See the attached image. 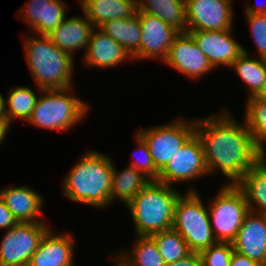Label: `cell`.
<instances>
[{
	"mask_svg": "<svg viewBox=\"0 0 266 266\" xmlns=\"http://www.w3.org/2000/svg\"><path fill=\"white\" fill-rule=\"evenodd\" d=\"M223 111L197 119L195 133L202 143L208 174L221 170L229 184H236L261 159V151L245 121L239 123Z\"/></svg>",
	"mask_w": 266,
	"mask_h": 266,
	"instance_id": "obj_1",
	"label": "cell"
},
{
	"mask_svg": "<svg viewBox=\"0 0 266 266\" xmlns=\"http://www.w3.org/2000/svg\"><path fill=\"white\" fill-rule=\"evenodd\" d=\"M112 171L111 158L88 150L65 177L63 195L73 202L105 208L110 205Z\"/></svg>",
	"mask_w": 266,
	"mask_h": 266,
	"instance_id": "obj_2",
	"label": "cell"
},
{
	"mask_svg": "<svg viewBox=\"0 0 266 266\" xmlns=\"http://www.w3.org/2000/svg\"><path fill=\"white\" fill-rule=\"evenodd\" d=\"M24 51L38 90L72 86L74 58L58 48L47 35H26Z\"/></svg>",
	"mask_w": 266,
	"mask_h": 266,
	"instance_id": "obj_3",
	"label": "cell"
},
{
	"mask_svg": "<svg viewBox=\"0 0 266 266\" xmlns=\"http://www.w3.org/2000/svg\"><path fill=\"white\" fill-rule=\"evenodd\" d=\"M179 196L180 192L173 186L150 181L126 204L135 225V235L151 236L172 229Z\"/></svg>",
	"mask_w": 266,
	"mask_h": 266,
	"instance_id": "obj_4",
	"label": "cell"
},
{
	"mask_svg": "<svg viewBox=\"0 0 266 266\" xmlns=\"http://www.w3.org/2000/svg\"><path fill=\"white\" fill-rule=\"evenodd\" d=\"M73 87L40 90L36 105L27 122L44 129L69 130L87 115L89 106L76 98ZM71 94V95H70Z\"/></svg>",
	"mask_w": 266,
	"mask_h": 266,
	"instance_id": "obj_5",
	"label": "cell"
},
{
	"mask_svg": "<svg viewBox=\"0 0 266 266\" xmlns=\"http://www.w3.org/2000/svg\"><path fill=\"white\" fill-rule=\"evenodd\" d=\"M187 242L191 252L200 253L217 243L214 237L209 211L196 190L180 194L175 205L173 227Z\"/></svg>",
	"mask_w": 266,
	"mask_h": 266,
	"instance_id": "obj_6",
	"label": "cell"
},
{
	"mask_svg": "<svg viewBox=\"0 0 266 266\" xmlns=\"http://www.w3.org/2000/svg\"><path fill=\"white\" fill-rule=\"evenodd\" d=\"M208 205L211 228L217 242H232L250 211L244 193L226 182Z\"/></svg>",
	"mask_w": 266,
	"mask_h": 266,
	"instance_id": "obj_7",
	"label": "cell"
},
{
	"mask_svg": "<svg viewBox=\"0 0 266 266\" xmlns=\"http://www.w3.org/2000/svg\"><path fill=\"white\" fill-rule=\"evenodd\" d=\"M196 120L176 121L149 127L136 133L147 143L156 169L160 172L181 146L195 133Z\"/></svg>",
	"mask_w": 266,
	"mask_h": 266,
	"instance_id": "obj_8",
	"label": "cell"
},
{
	"mask_svg": "<svg viewBox=\"0 0 266 266\" xmlns=\"http://www.w3.org/2000/svg\"><path fill=\"white\" fill-rule=\"evenodd\" d=\"M45 222L17 223L0 243V266H28L48 230Z\"/></svg>",
	"mask_w": 266,
	"mask_h": 266,
	"instance_id": "obj_9",
	"label": "cell"
},
{
	"mask_svg": "<svg viewBox=\"0 0 266 266\" xmlns=\"http://www.w3.org/2000/svg\"><path fill=\"white\" fill-rule=\"evenodd\" d=\"M208 175L202 143L194 133L159 172L158 181L169 186Z\"/></svg>",
	"mask_w": 266,
	"mask_h": 266,
	"instance_id": "obj_10",
	"label": "cell"
},
{
	"mask_svg": "<svg viewBox=\"0 0 266 266\" xmlns=\"http://www.w3.org/2000/svg\"><path fill=\"white\" fill-rule=\"evenodd\" d=\"M139 15L141 40L139 50L132 59H161L164 61L175 37L180 33L172 25L164 22L155 15L136 12Z\"/></svg>",
	"mask_w": 266,
	"mask_h": 266,
	"instance_id": "obj_11",
	"label": "cell"
},
{
	"mask_svg": "<svg viewBox=\"0 0 266 266\" xmlns=\"http://www.w3.org/2000/svg\"><path fill=\"white\" fill-rule=\"evenodd\" d=\"M231 0H186L187 30L220 31L233 27Z\"/></svg>",
	"mask_w": 266,
	"mask_h": 266,
	"instance_id": "obj_12",
	"label": "cell"
},
{
	"mask_svg": "<svg viewBox=\"0 0 266 266\" xmlns=\"http://www.w3.org/2000/svg\"><path fill=\"white\" fill-rule=\"evenodd\" d=\"M163 62L191 79L202 78L214 69L188 32L175 37Z\"/></svg>",
	"mask_w": 266,
	"mask_h": 266,
	"instance_id": "obj_13",
	"label": "cell"
},
{
	"mask_svg": "<svg viewBox=\"0 0 266 266\" xmlns=\"http://www.w3.org/2000/svg\"><path fill=\"white\" fill-rule=\"evenodd\" d=\"M232 31V29L220 31L186 30L214 69L219 65L231 67L232 63L243 52V46L234 40Z\"/></svg>",
	"mask_w": 266,
	"mask_h": 266,
	"instance_id": "obj_14",
	"label": "cell"
},
{
	"mask_svg": "<svg viewBox=\"0 0 266 266\" xmlns=\"http://www.w3.org/2000/svg\"><path fill=\"white\" fill-rule=\"evenodd\" d=\"M231 243L234 251L266 266V214L249 211Z\"/></svg>",
	"mask_w": 266,
	"mask_h": 266,
	"instance_id": "obj_15",
	"label": "cell"
},
{
	"mask_svg": "<svg viewBox=\"0 0 266 266\" xmlns=\"http://www.w3.org/2000/svg\"><path fill=\"white\" fill-rule=\"evenodd\" d=\"M18 14L37 35H48L66 18L62 0H28Z\"/></svg>",
	"mask_w": 266,
	"mask_h": 266,
	"instance_id": "obj_16",
	"label": "cell"
},
{
	"mask_svg": "<svg viewBox=\"0 0 266 266\" xmlns=\"http://www.w3.org/2000/svg\"><path fill=\"white\" fill-rule=\"evenodd\" d=\"M73 242L75 241L70 233L55 235L48 229L28 266H73Z\"/></svg>",
	"mask_w": 266,
	"mask_h": 266,
	"instance_id": "obj_17",
	"label": "cell"
},
{
	"mask_svg": "<svg viewBox=\"0 0 266 266\" xmlns=\"http://www.w3.org/2000/svg\"><path fill=\"white\" fill-rule=\"evenodd\" d=\"M0 198L13 214L18 223L44 222L41 216L44 206L42 196L30 186H11L0 190Z\"/></svg>",
	"mask_w": 266,
	"mask_h": 266,
	"instance_id": "obj_18",
	"label": "cell"
},
{
	"mask_svg": "<svg viewBox=\"0 0 266 266\" xmlns=\"http://www.w3.org/2000/svg\"><path fill=\"white\" fill-rule=\"evenodd\" d=\"M93 29L88 46L85 49L83 63L90 67L110 68L118 66L125 59L132 57L124 49L122 45L114 41L110 36L104 33L101 29Z\"/></svg>",
	"mask_w": 266,
	"mask_h": 266,
	"instance_id": "obj_19",
	"label": "cell"
},
{
	"mask_svg": "<svg viewBox=\"0 0 266 266\" xmlns=\"http://www.w3.org/2000/svg\"><path fill=\"white\" fill-rule=\"evenodd\" d=\"M93 29L92 22L86 16L85 19L81 16L67 17L47 36L58 48L73 57L75 50L87 48Z\"/></svg>",
	"mask_w": 266,
	"mask_h": 266,
	"instance_id": "obj_20",
	"label": "cell"
},
{
	"mask_svg": "<svg viewBox=\"0 0 266 266\" xmlns=\"http://www.w3.org/2000/svg\"><path fill=\"white\" fill-rule=\"evenodd\" d=\"M84 16L95 28L113 19L131 18L137 12V0H79Z\"/></svg>",
	"mask_w": 266,
	"mask_h": 266,
	"instance_id": "obj_21",
	"label": "cell"
},
{
	"mask_svg": "<svg viewBox=\"0 0 266 266\" xmlns=\"http://www.w3.org/2000/svg\"><path fill=\"white\" fill-rule=\"evenodd\" d=\"M252 212L266 214V163L261 159L236 183Z\"/></svg>",
	"mask_w": 266,
	"mask_h": 266,
	"instance_id": "obj_22",
	"label": "cell"
},
{
	"mask_svg": "<svg viewBox=\"0 0 266 266\" xmlns=\"http://www.w3.org/2000/svg\"><path fill=\"white\" fill-rule=\"evenodd\" d=\"M133 246L113 255L116 266H166L151 236H137Z\"/></svg>",
	"mask_w": 266,
	"mask_h": 266,
	"instance_id": "obj_23",
	"label": "cell"
},
{
	"mask_svg": "<svg viewBox=\"0 0 266 266\" xmlns=\"http://www.w3.org/2000/svg\"><path fill=\"white\" fill-rule=\"evenodd\" d=\"M97 29H101L114 41L122 45L131 57L139 50L142 35L137 13L131 18L106 21Z\"/></svg>",
	"mask_w": 266,
	"mask_h": 266,
	"instance_id": "obj_24",
	"label": "cell"
},
{
	"mask_svg": "<svg viewBox=\"0 0 266 266\" xmlns=\"http://www.w3.org/2000/svg\"><path fill=\"white\" fill-rule=\"evenodd\" d=\"M243 52L232 63L233 68L240 79L248 87L251 96L259 95L266 85V58L258 56V59L249 56L248 50L242 47Z\"/></svg>",
	"mask_w": 266,
	"mask_h": 266,
	"instance_id": "obj_25",
	"label": "cell"
},
{
	"mask_svg": "<svg viewBox=\"0 0 266 266\" xmlns=\"http://www.w3.org/2000/svg\"><path fill=\"white\" fill-rule=\"evenodd\" d=\"M137 12L155 15L180 32H186V0H137Z\"/></svg>",
	"mask_w": 266,
	"mask_h": 266,
	"instance_id": "obj_26",
	"label": "cell"
},
{
	"mask_svg": "<svg viewBox=\"0 0 266 266\" xmlns=\"http://www.w3.org/2000/svg\"><path fill=\"white\" fill-rule=\"evenodd\" d=\"M149 182L150 180L146 176L132 166H128L122 171H117L113 163L110 204L117 198L126 205L139 194Z\"/></svg>",
	"mask_w": 266,
	"mask_h": 266,
	"instance_id": "obj_27",
	"label": "cell"
},
{
	"mask_svg": "<svg viewBox=\"0 0 266 266\" xmlns=\"http://www.w3.org/2000/svg\"><path fill=\"white\" fill-rule=\"evenodd\" d=\"M37 99V95L29 87L19 86L12 88L6 99L7 126L10 128V123H12L14 118L27 122L36 105Z\"/></svg>",
	"mask_w": 266,
	"mask_h": 266,
	"instance_id": "obj_28",
	"label": "cell"
},
{
	"mask_svg": "<svg viewBox=\"0 0 266 266\" xmlns=\"http://www.w3.org/2000/svg\"><path fill=\"white\" fill-rule=\"evenodd\" d=\"M247 98L245 123L256 147L262 152L266 148V101L258 95Z\"/></svg>",
	"mask_w": 266,
	"mask_h": 266,
	"instance_id": "obj_29",
	"label": "cell"
},
{
	"mask_svg": "<svg viewBox=\"0 0 266 266\" xmlns=\"http://www.w3.org/2000/svg\"><path fill=\"white\" fill-rule=\"evenodd\" d=\"M164 263H174L188 256L191 251L184 238L173 228L151 235Z\"/></svg>",
	"mask_w": 266,
	"mask_h": 266,
	"instance_id": "obj_30",
	"label": "cell"
},
{
	"mask_svg": "<svg viewBox=\"0 0 266 266\" xmlns=\"http://www.w3.org/2000/svg\"><path fill=\"white\" fill-rule=\"evenodd\" d=\"M230 242H217L199 253L202 266H230L233 254Z\"/></svg>",
	"mask_w": 266,
	"mask_h": 266,
	"instance_id": "obj_31",
	"label": "cell"
},
{
	"mask_svg": "<svg viewBox=\"0 0 266 266\" xmlns=\"http://www.w3.org/2000/svg\"><path fill=\"white\" fill-rule=\"evenodd\" d=\"M136 139L137 140V151H139L143 157L140 160L137 159V161H132L129 166H132L139 172H141L144 176H146L150 181H158L159 177V171L156 169L152 156L149 152L147 143L137 134Z\"/></svg>",
	"mask_w": 266,
	"mask_h": 266,
	"instance_id": "obj_32",
	"label": "cell"
},
{
	"mask_svg": "<svg viewBox=\"0 0 266 266\" xmlns=\"http://www.w3.org/2000/svg\"><path fill=\"white\" fill-rule=\"evenodd\" d=\"M258 56L266 58V14H246Z\"/></svg>",
	"mask_w": 266,
	"mask_h": 266,
	"instance_id": "obj_33",
	"label": "cell"
},
{
	"mask_svg": "<svg viewBox=\"0 0 266 266\" xmlns=\"http://www.w3.org/2000/svg\"><path fill=\"white\" fill-rule=\"evenodd\" d=\"M17 220L6 207L4 201L0 198V229H10L17 224Z\"/></svg>",
	"mask_w": 266,
	"mask_h": 266,
	"instance_id": "obj_34",
	"label": "cell"
},
{
	"mask_svg": "<svg viewBox=\"0 0 266 266\" xmlns=\"http://www.w3.org/2000/svg\"><path fill=\"white\" fill-rule=\"evenodd\" d=\"M166 266H202L199 253L191 252L185 258L179 259L174 263H169Z\"/></svg>",
	"mask_w": 266,
	"mask_h": 266,
	"instance_id": "obj_35",
	"label": "cell"
},
{
	"mask_svg": "<svg viewBox=\"0 0 266 266\" xmlns=\"http://www.w3.org/2000/svg\"><path fill=\"white\" fill-rule=\"evenodd\" d=\"M230 266H261L257 262L249 259L247 256L241 255L236 251H233Z\"/></svg>",
	"mask_w": 266,
	"mask_h": 266,
	"instance_id": "obj_36",
	"label": "cell"
},
{
	"mask_svg": "<svg viewBox=\"0 0 266 266\" xmlns=\"http://www.w3.org/2000/svg\"><path fill=\"white\" fill-rule=\"evenodd\" d=\"M244 13H246V14H266V4L265 5L258 4L257 7H253L249 3L245 8Z\"/></svg>",
	"mask_w": 266,
	"mask_h": 266,
	"instance_id": "obj_37",
	"label": "cell"
},
{
	"mask_svg": "<svg viewBox=\"0 0 266 266\" xmlns=\"http://www.w3.org/2000/svg\"><path fill=\"white\" fill-rule=\"evenodd\" d=\"M0 122L7 125L6 99L0 94Z\"/></svg>",
	"mask_w": 266,
	"mask_h": 266,
	"instance_id": "obj_38",
	"label": "cell"
},
{
	"mask_svg": "<svg viewBox=\"0 0 266 266\" xmlns=\"http://www.w3.org/2000/svg\"><path fill=\"white\" fill-rule=\"evenodd\" d=\"M8 131L9 127L5 123L0 122V145L4 142V138L6 137Z\"/></svg>",
	"mask_w": 266,
	"mask_h": 266,
	"instance_id": "obj_39",
	"label": "cell"
},
{
	"mask_svg": "<svg viewBox=\"0 0 266 266\" xmlns=\"http://www.w3.org/2000/svg\"><path fill=\"white\" fill-rule=\"evenodd\" d=\"M261 99L266 101V85L264 86L263 90L258 95Z\"/></svg>",
	"mask_w": 266,
	"mask_h": 266,
	"instance_id": "obj_40",
	"label": "cell"
},
{
	"mask_svg": "<svg viewBox=\"0 0 266 266\" xmlns=\"http://www.w3.org/2000/svg\"><path fill=\"white\" fill-rule=\"evenodd\" d=\"M261 160L266 163V149L261 152Z\"/></svg>",
	"mask_w": 266,
	"mask_h": 266,
	"instance_id": "obj_41",
	"label": "cell"
}]
</instances>
